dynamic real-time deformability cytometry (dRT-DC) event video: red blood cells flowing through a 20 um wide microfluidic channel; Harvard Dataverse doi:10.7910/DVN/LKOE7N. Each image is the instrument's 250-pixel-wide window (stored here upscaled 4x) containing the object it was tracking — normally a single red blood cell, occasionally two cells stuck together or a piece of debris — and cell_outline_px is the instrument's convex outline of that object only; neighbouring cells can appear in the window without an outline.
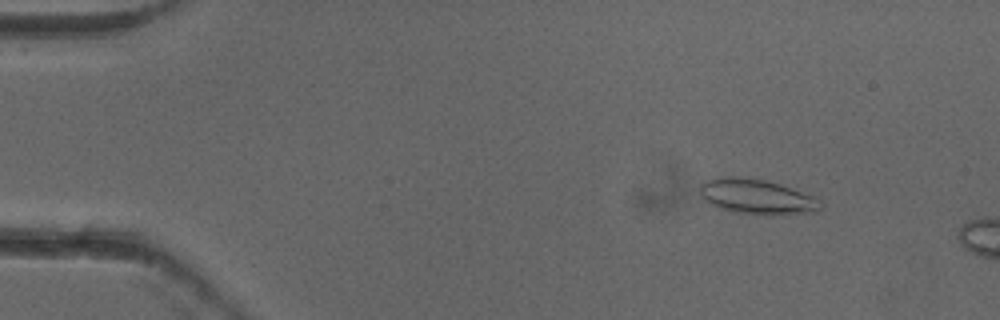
{"species": "common noctule bat (a hibernating species)", "species_latin": "Nyctalus noctula", "temperature_condition": "cold", "stored_images_in_passage": 12, "camera_frame_rate_fps": 3000, "um_per_image_px": 0.085, "animal": {"sex": "female"}, "frame": {"image": 1, "passage_image": 7, "time_ms": 2.0, "image_size_px": [1000, 320], "cell_outline_px": [[824, 204], [820, 208], [812, 212], [772, 216], [764, 216], [732, 212], [716, 208], [704, 200], [700, 192], [700, 184], [708, 180], [728, 176], [732, 176], [764, 180], [780, 184], [816, 196]], "centroid_in_image_um": [64.35, 16.75], "position_along_channel_um": 20.6, "area_um2": 25.03}}